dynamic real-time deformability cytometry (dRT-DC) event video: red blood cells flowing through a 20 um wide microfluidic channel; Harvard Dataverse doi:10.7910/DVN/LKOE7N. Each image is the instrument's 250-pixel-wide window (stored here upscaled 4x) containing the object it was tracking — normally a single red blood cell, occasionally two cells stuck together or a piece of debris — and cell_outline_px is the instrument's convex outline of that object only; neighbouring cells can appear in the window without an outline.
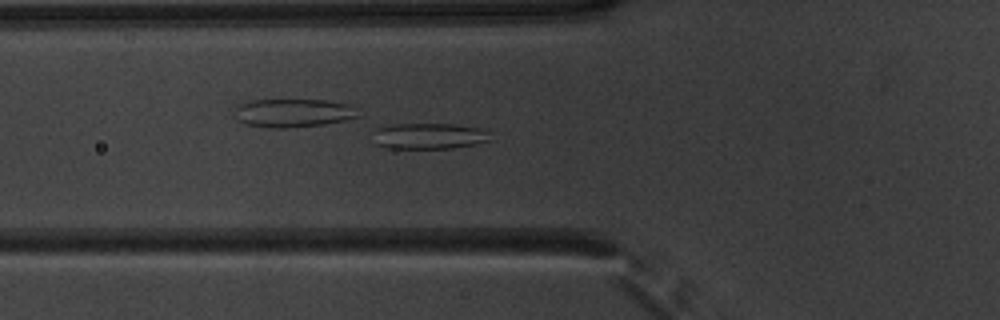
{"species": "common noctule bat (a hibernating species)", "species_latin": "Nyctalus noctula", "temperature_condition": "warm", "stored_images_in_passage": 52, "camera_frame_rate_fps": 3000, "um_per_image_px": 0.085, "animal": {"sex": "male", "body_mass_g": 20.1, "forearm_length_mm": 53.5}, "frame": {"image": 1, "passage_image": 20, "time_ms": 6.333, "image_size_px": [1000, 320], "cell_outline_px": [[492, 140], [476, 144], [452, 148], [384, 148], [372, 144], [368, 132], [376, 128], [392, 124], [452, 124], [480, 128], [492, 132]], "centroid_in_image_um": [36.37, 11.56], "position_along_channel_um": 89.4, "area_um2": 18.5}}
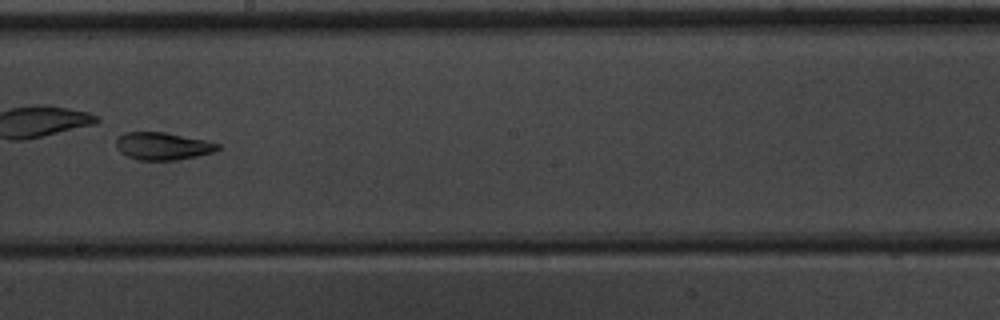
{"frame": {"image": 2, "passage_image": 31, "time_ms": 10.0, "image_size_px": [1000, 320], "cell_outline_px": [[220, 148], [216, 152], [176, 160], [140, 160], [128, 156], [120, 152], [116, 148], [116, 140], [124, 132], [164, 132], [208, 140], [220, 144]], "centroid_in_image_um": [13.87, 12.41], "position_along_channel_um": 234.3, "area_um2": 16.42}}
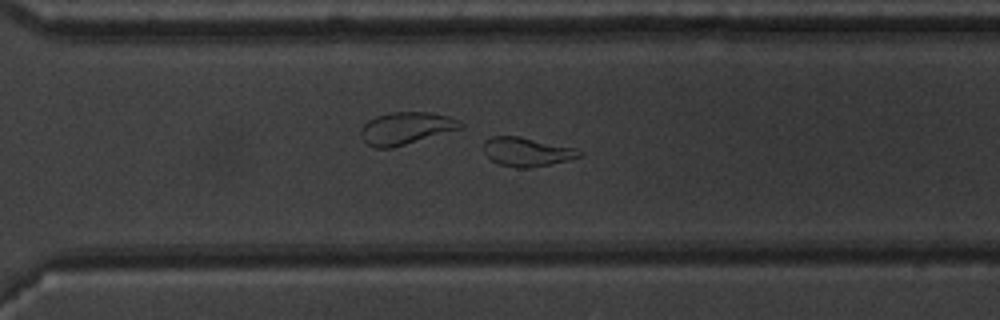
{"frame": {"image": 3, "passage_image": 38, "time_ms": 12.333, "image_size_px": [1000, 320], "cell_outline_px": [[580, 156], [568, 160], [528, 168], [520, 168], [500, 164], [492, 160], [484, 152], [484, 140], [492, 136], [520, 136], [576, 148], [580, 152]], "centroid_in_image_um": [44.75, 12.89], "position_along_channel_um": 325.8, "area_um2": 15.9}, "authors_computed_cell_mechanics": {"area_um2": 24.2471, "velocity_mm_per_s": 3.9399, "shape_relaxation_time_tau1_ms": null, "shape_relaxation_time_tau2_ms": 2.2022, "deformation_change_tau1": null, "deformation_change_tau2": 0.0974}}